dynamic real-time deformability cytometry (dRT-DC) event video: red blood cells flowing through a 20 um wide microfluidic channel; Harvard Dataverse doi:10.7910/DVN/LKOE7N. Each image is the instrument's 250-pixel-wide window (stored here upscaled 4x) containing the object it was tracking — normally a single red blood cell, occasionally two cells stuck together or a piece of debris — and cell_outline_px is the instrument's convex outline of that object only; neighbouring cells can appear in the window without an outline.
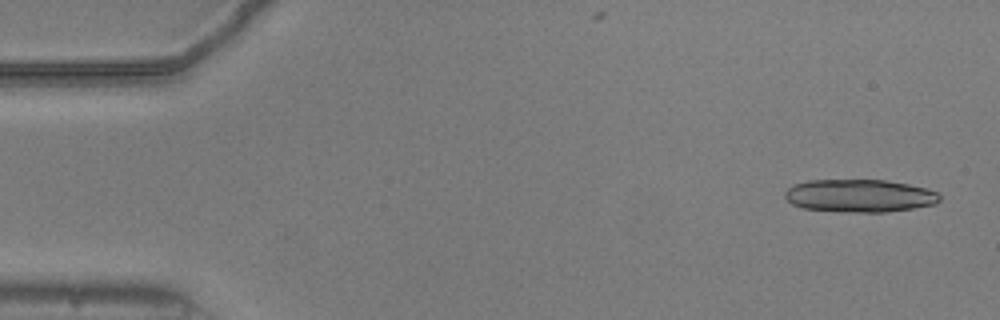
{"species": "common noctule bat (a hibernating species)", "species_latin": "Nyctalus noctula", "temperature_condition": "warm", "stored_images_in_passage": 53, "camera_frame_rate_fps": 3000, "um_per_image_px": 0.085, "animal": {"sex": "male", "body_mass_g": 20.5, "forearm_length_mm": 52.5}, "frame": {"image": 1, "passage_image": 2, "time_ms": 0.333, "image_size_px": [1000, 320], "cell_outline_px": [[940, 200], [936, 204], [912, 208], [884, 212], [852, 212], [804, 208], [792, 204], [784, 196], [784, 192], [792, 184], [808, 180], [884, 180], [908, 184], [928, 188], [936, 192], [940, 196]], "centroid_in_image_um": [73.06, 16.63], "position_along_channel_um": 11.9, "area_um2": 29.54}}
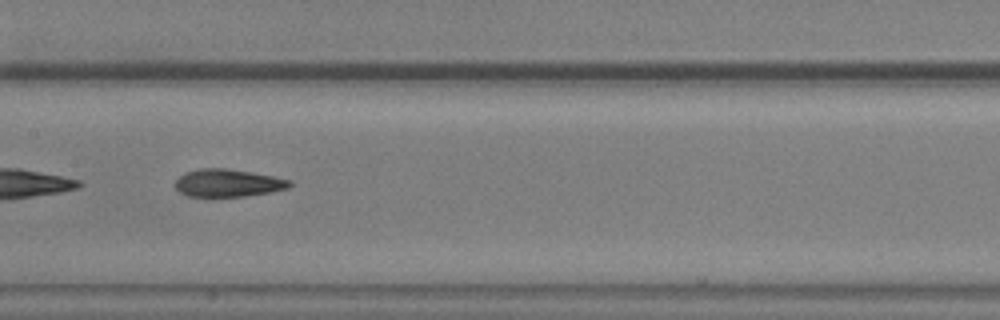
{"frame": {"image": 2, "passage_image": 26, "time_ms": 8.333, "image_size_px": [1000, 320], "cell_outline_px": [[292, 184], [288, 188], [268, 192], [244, 196], [188, 196], [180, 192], [176, 188], [176, 180], [184, 172], [200, 168], [224, 168], [252, 172], [292, 180]], "centroid_in_image_um": [19.37, 15.54], "position_along_channel_um": 188.0, "area_um2": 18.26}}
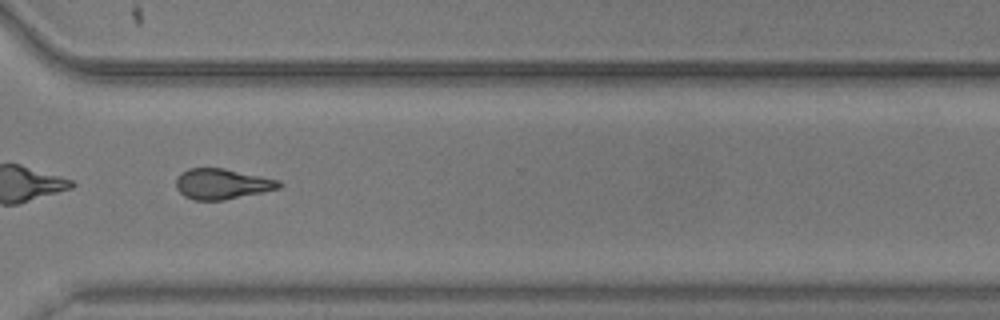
{"frame": {"image": 3, "passage_image": 39, "time_ms": 12.667, "image_size_px": [1000, 320], "cell_outline_px": [[284, 184], [280, 188], [264, 192], [224, 200], [196, 200], [184, 196], [176, 188], [176, 180], [180, 172], [188, 168], [224, 168], [280, 180]], "centroid_in_image_um": [18.89, 15.63], "position_along_channel_um": 351.7, "area_um2": 18.44}, "authors_computed_cell_mechanics": {"area_um2": 18.5538, "velocity_mm_per_s": 3.7946, "shape_relaxation_time_tau1_ms": 5.1023, "shape_relaxation_time_tau2_ms": 3.5379, "deformation_change_tau1": 0.1679, "deformation_change_tau2": 0.1386}}